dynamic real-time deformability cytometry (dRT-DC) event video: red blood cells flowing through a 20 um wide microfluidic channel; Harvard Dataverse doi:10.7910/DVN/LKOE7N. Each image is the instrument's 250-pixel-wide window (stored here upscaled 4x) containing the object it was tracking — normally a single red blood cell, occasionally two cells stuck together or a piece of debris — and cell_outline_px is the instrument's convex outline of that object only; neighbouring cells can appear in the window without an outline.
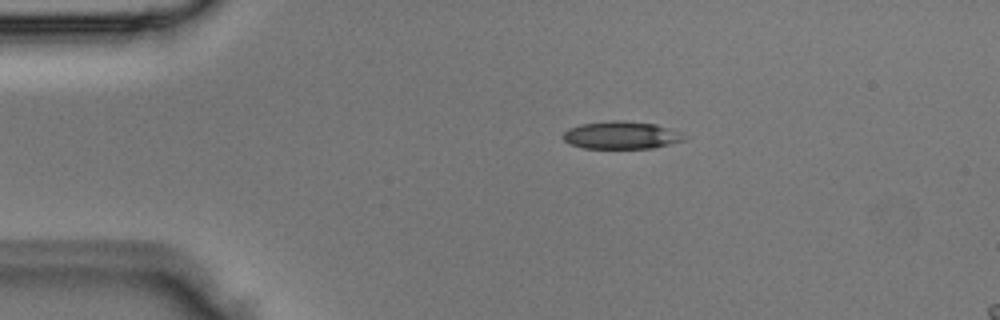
{"species": "Egyptian fruit bat (a non-hibernating species)", "species_latin": "Rousettus aegyptiacus", "temperature_condition": "room temperature", "stored_images_in_passage": 2, "camera_frame_rate_fps": 3000, "um_per_image_px": 0.085, "animal": {"sex": "male"}, "frame": {"image": 1, "passage_image": 1, "time_ms": 0.0, "image_size_px": [1000, 320], "cell_outline_px": [[688, 136], [684, 140], [652, 148], [584, 148], [568, 144], [564, 140], [564, 132], [568, 128], [580, 124], [612, 120], [624, 120], [656, 124], [680, 132]], "centroid_in_image_um": [52.8, 11.48], "position_along_channel_um": 32.2, "area_um2": 19.54}}